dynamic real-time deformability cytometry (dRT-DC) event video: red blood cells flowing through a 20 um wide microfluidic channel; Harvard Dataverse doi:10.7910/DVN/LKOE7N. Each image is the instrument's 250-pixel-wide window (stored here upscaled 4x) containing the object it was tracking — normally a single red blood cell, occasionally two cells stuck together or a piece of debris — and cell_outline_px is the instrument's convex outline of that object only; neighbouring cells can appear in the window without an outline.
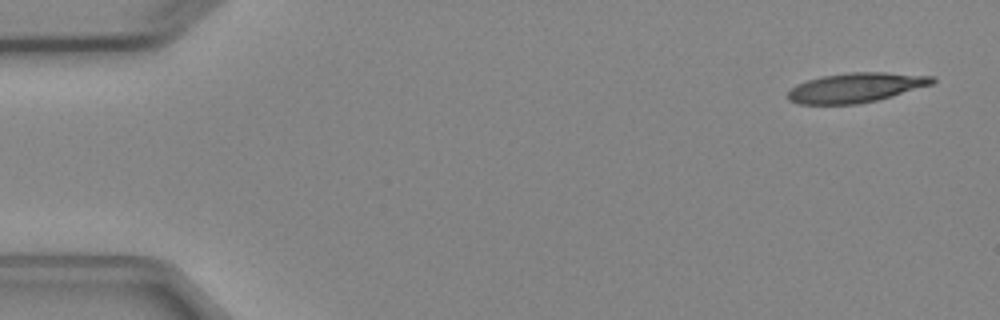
{"species": "Egyptian fruit bat (a non-hibernating species)", "species_latin": "Rousettus aegyptiacus", "temperature_condition": "cold", "stored_images_in_passage": 6, "camera_frame_rate_fps": 3000, "um_per_image_px": 0.085, "animal": {"sex": "female"}, "frame": {"image": 1, "passage_image": 1, "time_ms": 0.0, "image_size_px": [1000, 320], "cell_outline_px": [[936, 80], [932, 84], [892, 96], [876, 100], [856, 104], [800, 104], [788, 100], [788, 92], [796, 84], [808, 80], [824, 76], [848, 72], [888, 72], [932, 76]], "centroid_in_image_um": [72.74, 7.44], "position_along_channel_um": 12.3, "area_um2": 24.74}}
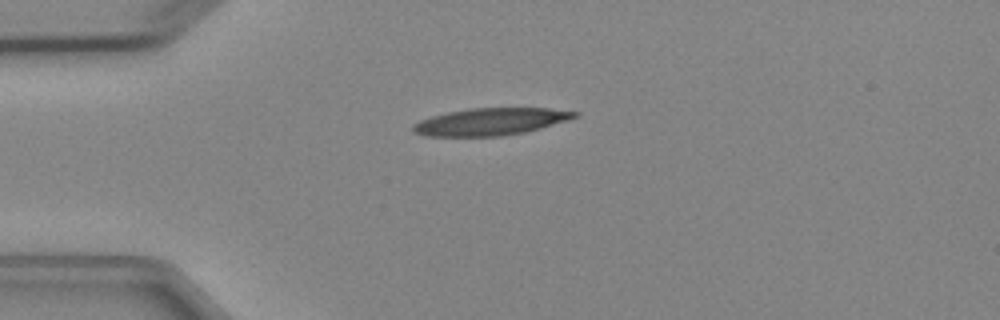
{"frame": {"image": 2, "passage_image": 4, "time_ms": 3.333, "image_size_px": [1000, 320], "cell_outline_px": [[580, 116], [568, 120], [540, 128], [524, 132], [500, 136], [424, 136], [412, 132], [412, 124], [420, 120], [432, 116], [448, 112], [468, 108], [548, 108], [580, 112]], "centroid_in_image_um": [41.69, 10.34], "position_along_channel_um": 43.3, "area_um2": 25.66}}